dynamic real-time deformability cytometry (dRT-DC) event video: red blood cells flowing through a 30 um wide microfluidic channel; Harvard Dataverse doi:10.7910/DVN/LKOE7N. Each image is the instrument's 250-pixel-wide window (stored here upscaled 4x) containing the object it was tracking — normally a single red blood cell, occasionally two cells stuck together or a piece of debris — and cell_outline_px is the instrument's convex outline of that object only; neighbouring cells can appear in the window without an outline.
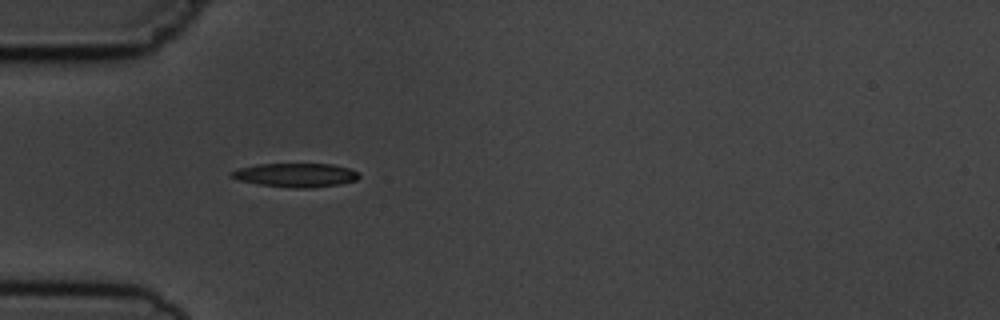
{"species": "common noctule bat (a hibernating species)", "species_latin": "Nyctalus noctula", "temperature_condition": "cold", "stored_images_in_passage": 2, "camera_frame_rate_fps": 3000, "um_per_image_px": 0.085, "animal": {"sex": "male", "body_mass_g": 19.5, "forearm_length_mm": 54.6}, "frame": {"image": 1, "passage_image": 1, "time_ms": 0.0, "image_size_px": [1000, 320], "cell_outline_px": [[360, 176], [356, 180], [340, 184], [312, 188], [296, 188], [260, 184], [240, 180], [228, 176], [236, 168], [256, 164], [332, 164], [348, 168], [360, 172]], "centroid_in_image_um": [25.15, 14.87], "position_along_channel_um": 59.9, "area_um2": 17.74}}
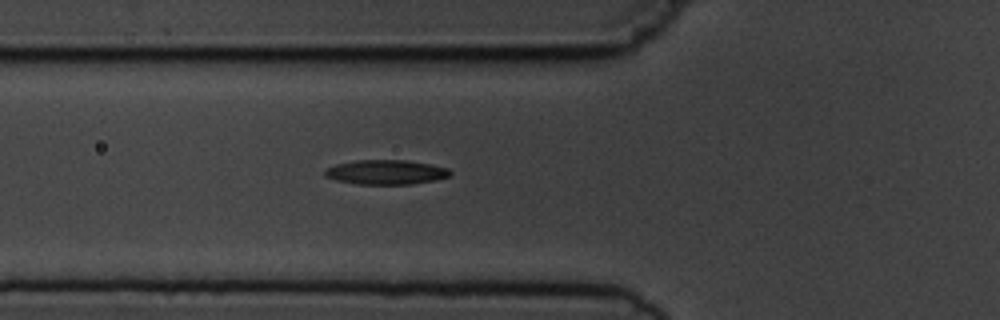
{"frame": {"image": 2, "passage_image": 2, "time_ms": 1.0, "image_size_px": [1000, 320], "cell_outline_px": [[452, 176], [436, 180], [412, 184], [356, 184], [336, 180], [324, 176], [324, 168], [336, 164], [356, 160], [408, 160], [448, 168], [452, 172]], "centroid_in_image_um": [32.8, 14.63], "position_along_channel_um": 93.0, "area_um2": 18.09}}